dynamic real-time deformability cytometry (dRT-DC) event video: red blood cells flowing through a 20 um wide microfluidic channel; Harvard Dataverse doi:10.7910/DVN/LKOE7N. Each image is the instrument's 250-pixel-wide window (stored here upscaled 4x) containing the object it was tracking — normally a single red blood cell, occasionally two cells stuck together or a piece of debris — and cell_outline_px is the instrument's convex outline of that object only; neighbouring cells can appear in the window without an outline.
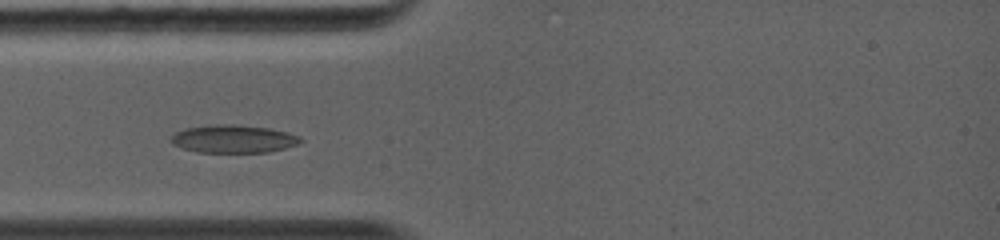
{"species": "common noctule bat (a hibernating species)", "species_latin": "Nyctalus noctula", "temperature_condition": "warm", "stored_images_in_passage": 47, "camera_frame_rate_fps": 5000, "um_per_image_px": 0.085, "animal": {"sex": "female", "body_mass_g": 19.0, "forearm_length_mm": 56.7}, "frame": {"image": 1, "passage_image": 1, "time_ms": 0.0, "image_size_px": [1000, 240], "cell_outline_px": [[304, 140], [296, 144], [284, 148], [268, 152], [196, 152], [172, 144], [172, 136], [176, 132], [184, 128], [216, 124], [232, 124], [268, 128], [288, 132], [300, 136]], "centroid_in_image_um": [19.85, 11.8], "position_along_channel_um": 65.2, "area_um2": 20.92}}
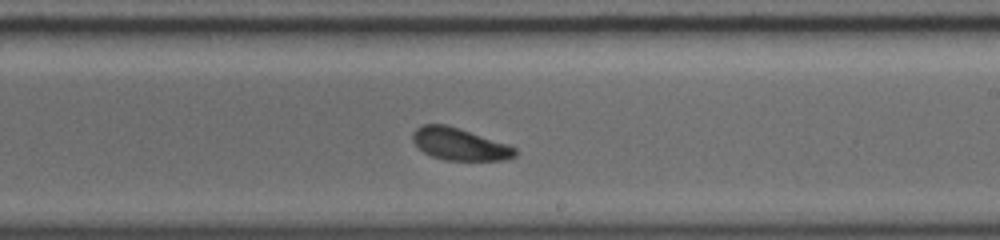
{"frame": {"image": 2, "passage_image": 29, "time_ms": 4.2, "image_size_px": [1000, 240], "cell_outline_px": [[516, 156], [504, 160], [444, 160], [432, 156], [424, 152], [412, 140], [412, 132], [416, 128], [424, 124], [448, 124], [460, 128], [516, 148]], "centroid_in_image_um": [39.03, 12.25], "position_along_channel_um": 250.0, "area_um2": 19.02}}
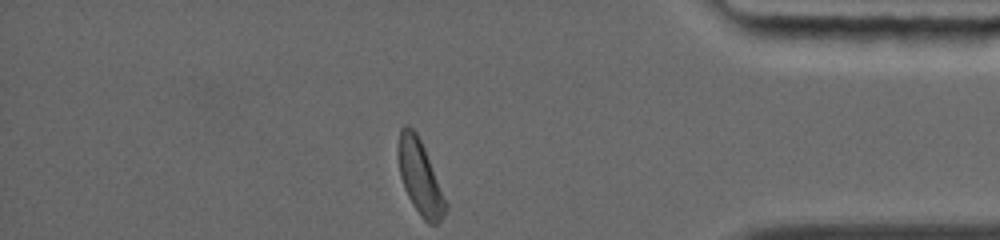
{"frame": {"image": 3, "passage_image": 47, "time_ms": 8.2, "image_size_px": [1000, 240], "cell_outline_px": [[448, 208], [440, 220], [436, 224], [428, 224], [420, 216], [412, 204], [404, 188], [400, 176], [396, 156], [396, 148], [400, 128], [404, 124], [408, 124], [416, 132], [424, 148], [448, 204]], "centroid_in_image_um": [35.66, 15.04], "position_along_channel_um": 399.5, "area_um2": 20.75}}